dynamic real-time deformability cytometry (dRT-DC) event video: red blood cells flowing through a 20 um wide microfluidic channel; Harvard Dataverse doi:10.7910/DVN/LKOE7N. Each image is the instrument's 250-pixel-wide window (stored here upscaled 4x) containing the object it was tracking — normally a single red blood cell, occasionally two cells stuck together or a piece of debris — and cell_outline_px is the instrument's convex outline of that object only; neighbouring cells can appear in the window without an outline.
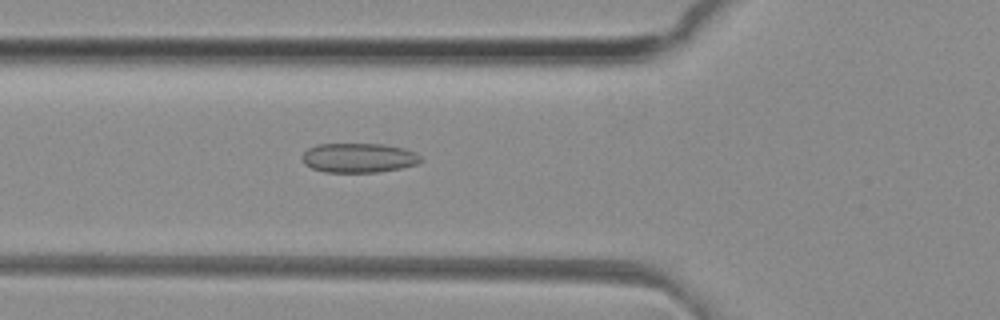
{"species": "common noctule bat (a hibernating species)", "species_latin": "Nyctalus noctula", "temperature_condition": "room temperature", "stored_images_in_passage": 50, "camera_frame_rate_fps": 3000, "um_per_image_px": 0.085, "animal": {"sex": "female", "body_mass_g": 29.2, "forearm_length_mm": 56.3}, "frame": {"image": 1, "passage_image": 18, "time_ms": 5.667, "image_size_px": [1000, 320], "cell_outline_px": [[424, 160], [416, 164], [400, 168], [380, 172], [324, 172], [312, 168], [304, 164], [304, 152], [308, 148], [316, 144], [384, 144], [404, 148], [416, 152]], "centroid_in_image_um": [30.52, 13.41], "position_along_channel_um": 95.3, "area_um2": 20.4}}
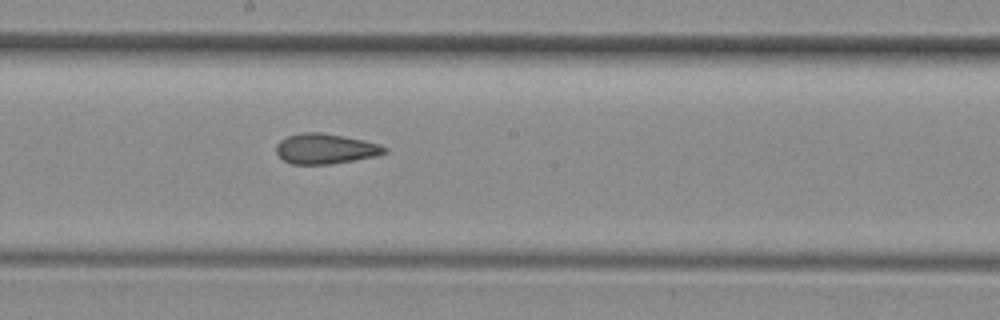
{"frame": {"image": 2, "passage_image": 27, "time_ms": 8.667, "image_size_px": [1000, 320], "cell_outline_px": [[388, 152], [376, 156], [328, 164], [292, 164], [284, 160], [276, 152], [276, 144], [280, 140], [288, 136], [300, 132], [320, 132], [344, 136], [364, 140], [380, 144], [388, 148]], "centroid_in_image_um": [27.67, 12.63], "position_along_channel_um": 220.5, "area_um2": 19.07}}
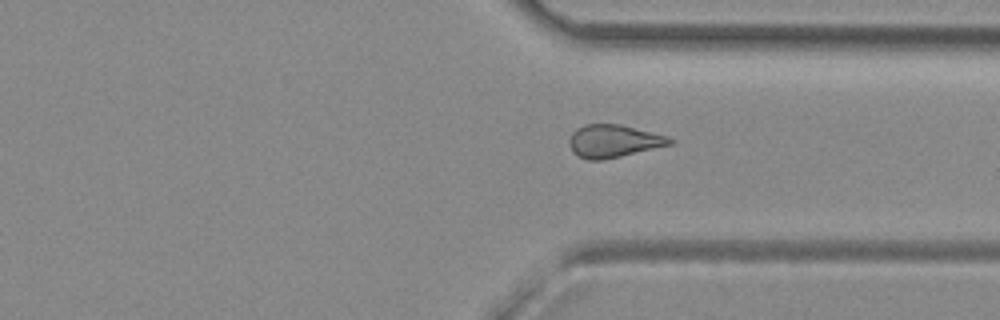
{"frame": {"image": 3, "passage_image": 37, "time_ms": 12.0, "image_size_px": [1000, 320], "cell_outline_px": [[676, 140], [672, 144], [604, 160], [588, 160], [572, 152], [568, 144], [568, 140], [572, 132], [576, 128], [584, 124], [620, 124], [668, 136]], "centroid_in_image_um": [52.13, 11.99], "position_along_channel_um": 359.3, "area_um2": 19.31}, "authors_computed_cell_mechanics": {"area_um2": 19.8254, "velocity_mm_per_s": 4.1597, "shape_relaxation_time_tau1_ms": null, "shape_relaxation_time_tau2_ms": 2.7614, "deformation_change_tau1": null, "deformation_change_tau2": 0.1047}}